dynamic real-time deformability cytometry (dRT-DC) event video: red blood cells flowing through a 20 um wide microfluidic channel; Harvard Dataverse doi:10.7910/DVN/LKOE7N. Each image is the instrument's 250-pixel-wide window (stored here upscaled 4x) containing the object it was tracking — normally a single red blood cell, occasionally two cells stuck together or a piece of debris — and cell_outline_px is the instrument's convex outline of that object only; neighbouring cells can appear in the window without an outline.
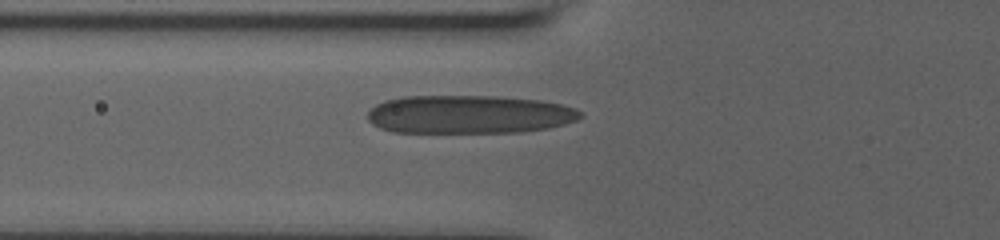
{"species": "human", "species_latin": "Homo sapiens", "temperature_condition": "room temperature", "stored_images_in_passage": 29, "camera_frame_rate_fps": 3000, "um_per_image_px": 0.085, "donor": {"sex": "male"}, "frame": {"image": 1, "passage_image": 2, "time_ms": 0.333, "image_size_px": [1000, 240], "cell_outline_px": [[584, 116], [576, 120], [564, 124], [548, 128], [520, 132], [392, 132], [380, 128], [372, 124], [368, 120], [368, 112], [376, 104], [384, 100], [404, 96], [496, 96], [540, 100], [560, 104], [576, 108], [584, 112]], "centroid_in_image_um": [39.88, 9.72], "position_along_channel_um": 85.9, "area_um2": 47.8}}
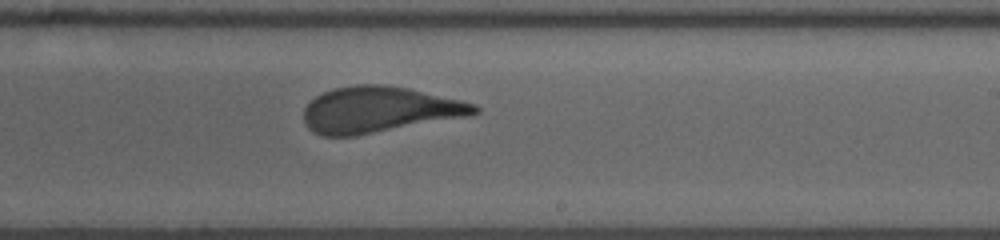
{"frame": {"image": 2, "passage_image": 17, "time_ms": 5.0, "image_size_px": [1000, 240], "cell_outline_px": [[480, 112], [464, 116], [356, 136], [324, 136], [312, 132], [304, 124], [304, 108], [316, 96], [332, 88], [356, 84], [384, 84], [408, 88], [460, 100], [476, 104], [480, 108]], "centroid_in_image_um": [32.17, 9.32], "position_along_channel_um": 256.8, "area_um2": 45.49}}
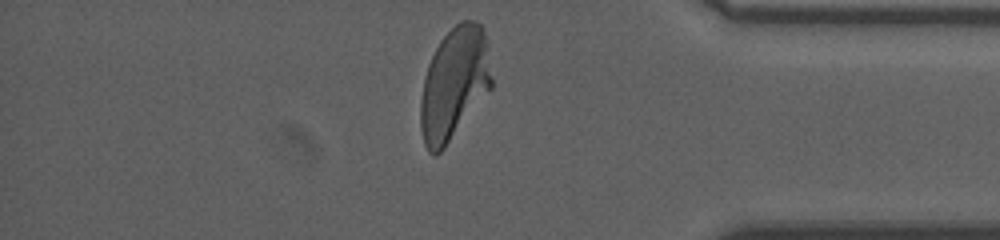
{"frame": {"image": 3, "passage_image": 28, "time_ms": 9.333, "image_size_px": [1000, 240], "cell_outline_px": [[492, 88], [444, 148], [436, 156], [432, 156], [428, 152], [424, 144], [420, 128], [420, 100], [424, 80], [428, 64], [440, 40], [460, 20], [476, 20], [480, 24], [484, 32], [492, 80]], "centroid_in_image_um": [38.59, 7.14], "position_along_channel_um": 396.6, "area_um2": 46.36}, "authors_computed_cell_mechanics": {"area_um2": 46.1822, "velocity_mm_per_s": 3.6547, "shape_relaxation_time_tau1_ms": 4.8661, "shape_relaxation_time_tau2_ms": 0.7938, "deformation_change_tau1": 0.1975, "deformation_change_tau2": 0.0956}}